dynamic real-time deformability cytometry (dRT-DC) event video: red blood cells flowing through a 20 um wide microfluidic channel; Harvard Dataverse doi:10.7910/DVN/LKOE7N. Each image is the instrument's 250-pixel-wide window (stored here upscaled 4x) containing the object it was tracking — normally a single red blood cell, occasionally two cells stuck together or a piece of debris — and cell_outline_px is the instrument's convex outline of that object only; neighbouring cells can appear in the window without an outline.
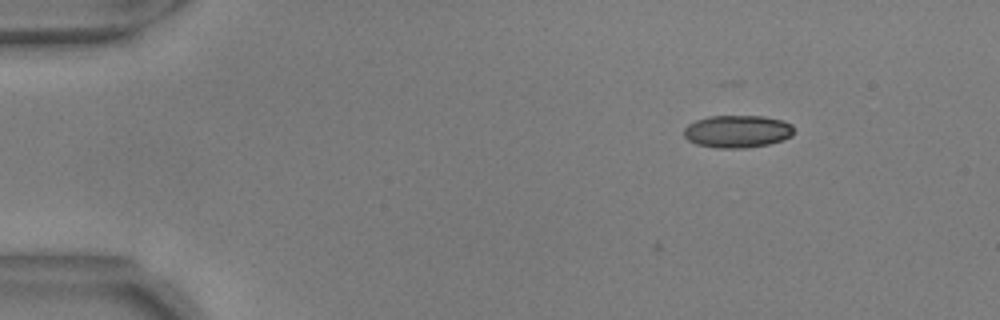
{"species": "common noctule bat (a hibernating species)", "species_latin": "Nyctalus noctula", "temperature_condition": "warm", "stored_images_in_passage": 2, "camera_frame_rate_fps": 3000, "um_per_image_px": 0.085, "animal": {"sex": "male", "body_mass_g": 17.9, "forearm_length_mm": 54.2}, "frame": {"image": 1, "passage_image": 2, "time_ms": 0.333, "image_size_px": [1000, 320], "cell_outline_px": [[792, 136], [784, 140], [768, 144], [748, 148], [716, 148], [696, 144], [688, 140], [684, 136], [684, 128], [688, 124], [696, 120], [708, 116], [764, 116], [780, 120], [792, 124]], "centroid_in_image_um": [62.66, 11.17], "position_along_channel_um": 22.3, "area_um2": 20.92}}